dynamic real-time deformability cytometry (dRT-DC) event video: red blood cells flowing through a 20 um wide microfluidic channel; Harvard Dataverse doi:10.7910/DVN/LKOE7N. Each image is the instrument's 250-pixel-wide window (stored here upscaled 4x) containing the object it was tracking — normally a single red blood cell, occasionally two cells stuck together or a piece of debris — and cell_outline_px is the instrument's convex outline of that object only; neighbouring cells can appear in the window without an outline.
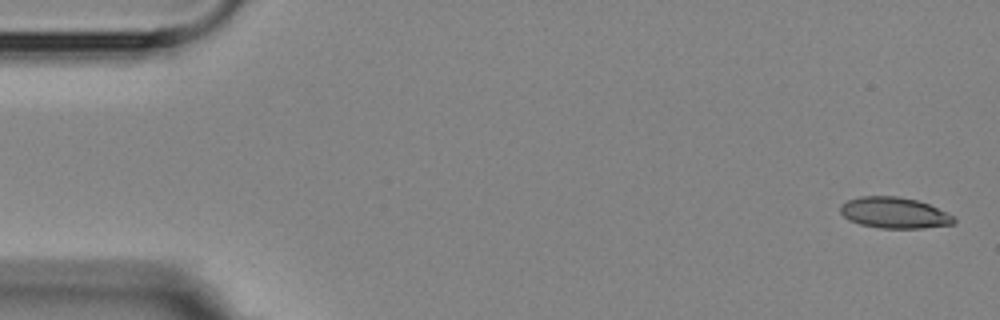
{"species": "Egyptian fruit bat (a non-hibernating species)", "species_latin": "Rousettus aegyptiacus", "temperature_condition": "room temperature", "stored_images_in_passage": 5, "camera_frame_rate_fps": 3000, "um_per_image_px": 0.085, "animal": {"sex": "female"}, "frame": {"image": 1, "passage_image": 1, "time_ms": 0.0, "image_size_px": [1000, 320], "cell_outline_px": [[956, 224], [924, 228], [880, 228], [860, 224], [848, 220], [840, 212], [840, 204], [848, 200], [860, 196], [896, 196], [916, 200], [928, 204], [956, 216]], "centroid_in_image_um": [76.04, 18.09], "position_along_channel_um": 9.0, "area_um2": 20.69}}